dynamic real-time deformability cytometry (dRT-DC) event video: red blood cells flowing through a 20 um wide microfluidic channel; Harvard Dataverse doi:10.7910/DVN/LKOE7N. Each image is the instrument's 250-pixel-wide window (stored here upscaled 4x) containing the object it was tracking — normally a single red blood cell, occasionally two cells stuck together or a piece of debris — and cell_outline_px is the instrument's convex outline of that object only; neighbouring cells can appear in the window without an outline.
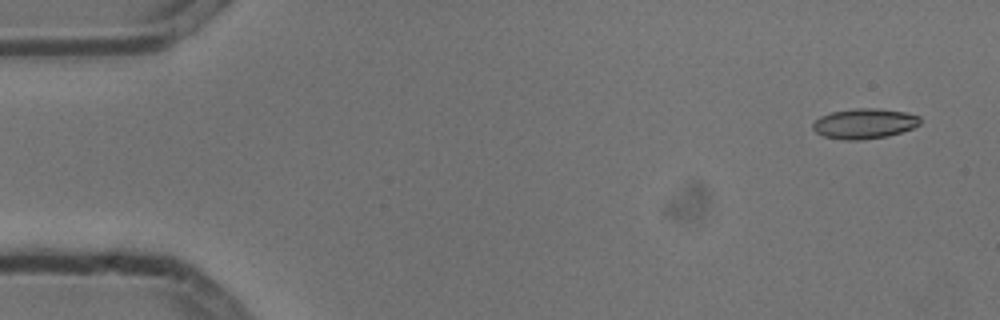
{"species": "common noctule bat (a hibernating species)", "species_latin": "Nyctalus noctula", "temperature_condition": "cold", "stored_images_in_passage": 5, "camera_frame_rate_fps": 3000, "um_per_image_px": 0.085, "animal": {"sex": "male", "body_mass_g": 13.3}, "frame": {"image": 1, "passage_image": 1, "time_ms": 0.0, "image_size_px": [1000, 320], "cell_outline_px": [[920, 124], [912, 128], [900, 132], [884, 136], [860, 140], [844, 140], [824, 136], [816, 132], [812, 128], [812, 124], [820, 116], [832, 112], [856, 108], [876, 108], [904, 112], [920, 116]], "centroid_in_image_um": [73.45, 10.5], "position_along_channel_um": 11.6, "area_um2": 18.67}}